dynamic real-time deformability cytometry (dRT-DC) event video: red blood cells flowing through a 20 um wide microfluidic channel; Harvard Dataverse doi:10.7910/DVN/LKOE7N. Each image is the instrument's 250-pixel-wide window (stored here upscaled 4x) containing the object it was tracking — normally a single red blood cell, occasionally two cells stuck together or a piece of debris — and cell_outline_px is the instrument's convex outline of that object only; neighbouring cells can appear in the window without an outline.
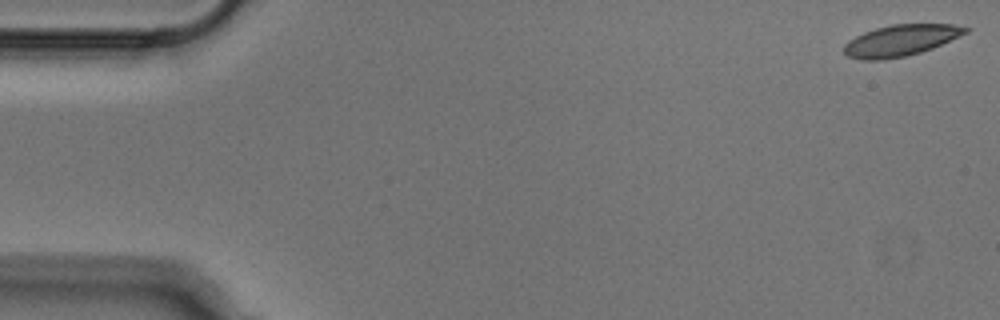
{"species": "Egyptian fruit bat (a non-hibernating species)", "species_latin": "Rousettus aegyptiacus", "temperature_condition": "cold", "stored_images_in_passage": 52, "camera_frame_rate_fps": 3000, "um_per_image_px": 0.085, "animal": {"sex": "male"}, "frame": {"image": 1, "passage_image": 1, "time_ms": 0.0, "image_size_px": [1000, 320], "cell_outline_px": [[972, 28], [968, 32], [932, 48], [920, 52], [904, 56], [880, 60], [860, 60], [848, 56], [844, 52], [844, 44], [848, 40], [864, 32], [876, 28], [892, 24], [952, 24]], "centroid_in_image_um": [76.55, 3.43], "position_along_channel_um": 8.5, "area_um2": 22.02}}
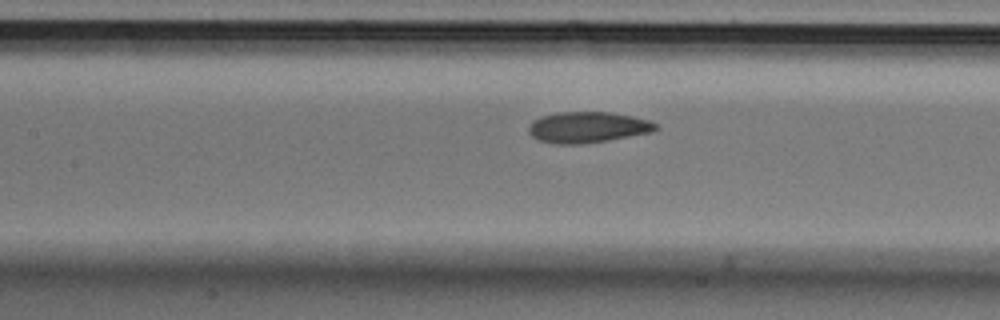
{"frame": {"image": 2, "passage_image": 23, "time_ms": 7.333, "image_size_px": [1000, 320], "cell_outline_px": [[660, 128], [656, 132], [584, 144], [552, 144], [536, 140], [528, 132], [528, 124], [532, 120], [540, 116], [556, 112], [608, 112], [632, 116], [648, 120], [656, 124]], "centroid_in_image_um": [49.92, 10.83], "position_along_channel_um": 157.5, "area_um2": 23.41}}
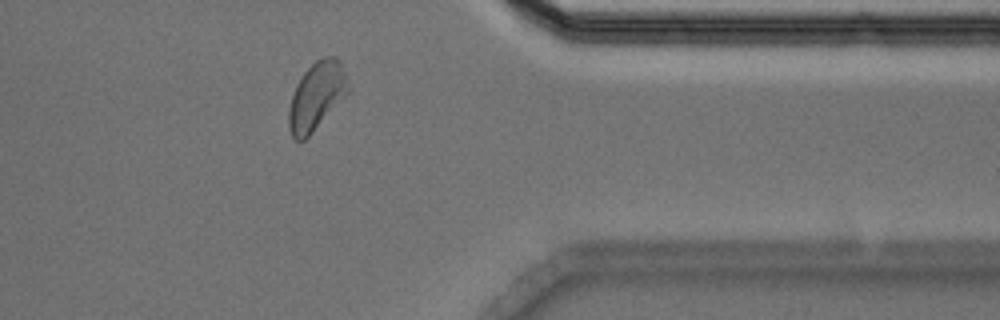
{"frame": {"image": 3, "passage_image": 42, "time_ms": 13.667, "image_size_px": [1000, 320], "cell_outline_px": [[352, 88], [312, 132], [304, 140], [296, 140], [292, 136], [288, 128], [288, 112], [292, 96], [296, 84], [304, 72], [316, 60], [324, 56], [336, 56], [340, 60]], "centroid_in_image_um": [26.92, 8.13], "position_along_channel_um": 384.5, "area_um2": 23.41}}